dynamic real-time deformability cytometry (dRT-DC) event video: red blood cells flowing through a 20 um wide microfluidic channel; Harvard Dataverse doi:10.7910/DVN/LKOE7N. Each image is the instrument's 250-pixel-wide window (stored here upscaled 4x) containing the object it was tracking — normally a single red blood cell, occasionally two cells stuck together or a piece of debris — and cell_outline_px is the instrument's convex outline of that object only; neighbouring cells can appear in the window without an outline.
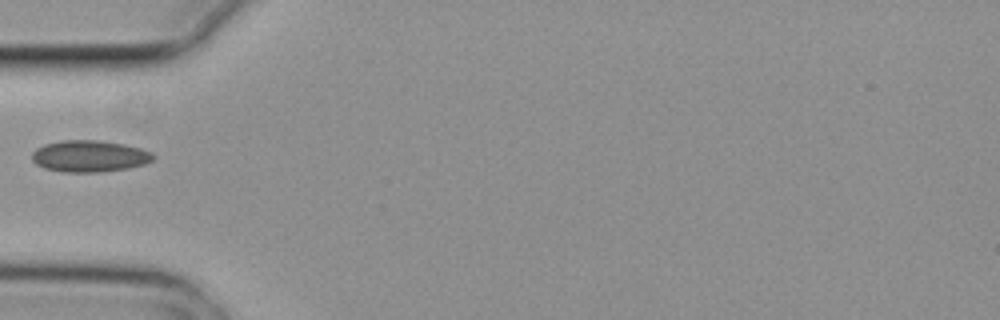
{"species": "common noctule bat (a hibernating species)", "species_latin": "Nyctalus noctula", "temperature_condition": "cold", "stored_images_in_passage": 2, "camera_frame_rate_fps": 3000, "um_per_image_px": 0.085, "animal": {"sex": "female", "body_mass_g": 29.2, "forearm_length_mm": 56.3}, "frame": {"image": 1, "passage_image": 1, "time_ms": 0.0, "image_size_px": [1000, 320], "cell_outline_px": [[156, 156], [152, 160], [144, 164], [128, 168], [100, 172], [64, 172], [44, 168], [36, 164], [32, 160], [32, 152], [36, 148], [44, 144], [60, 140], [96, 140], [124, 144], [140, 148], [152, 152]], "centroid_in_image_um": [7.59, 13.27], "position_along_channel_um": 77.4, "area_um2": 22.43}}
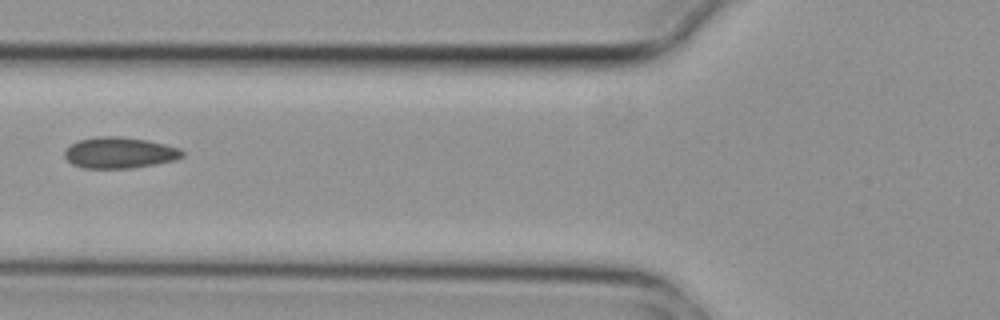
{"frame": {"image": 2, "passage_image": 2, "time_ms": 0.333, "image_size_px": [1000, 320], "cell_outline_px": [[184, 156], [176, 160], [128, 168], [84, 168], [72, 164], [64, 156], [64, 152], [72, 144], [80, 140], [96, 136], [120, 136], [148, 140], [180, 148], [184, 152]], "centroid_in_image_um": [10.17, 12.97], "position_along_channel_um": 115.6, "area_um2": 21.21}}